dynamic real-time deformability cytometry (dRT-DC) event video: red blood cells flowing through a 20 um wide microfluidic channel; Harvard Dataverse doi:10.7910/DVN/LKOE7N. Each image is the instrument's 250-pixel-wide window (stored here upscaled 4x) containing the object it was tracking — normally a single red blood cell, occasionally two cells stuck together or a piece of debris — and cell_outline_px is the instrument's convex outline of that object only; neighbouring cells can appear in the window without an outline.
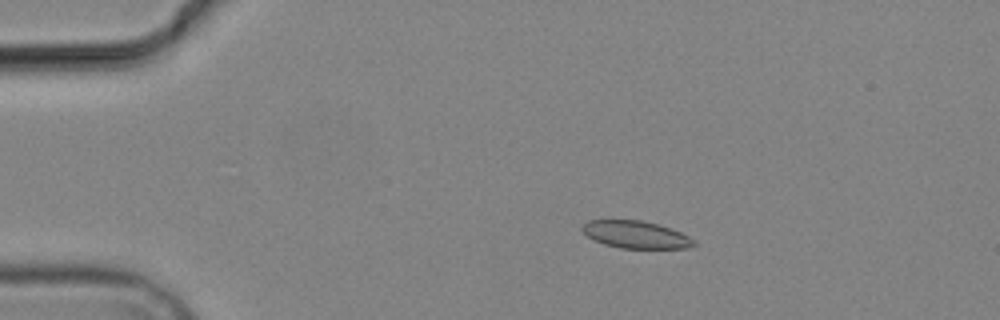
{"species": "common noctule bat (a hibernating species)", "species_latin": "Nyctalus noctula", "temperature_condition": "cold", "stored_images_in_passage": 4, "camera_frame_rate_fps": 3000, "um_per_image_px": 0.085, "animal": {"sex": "male", "body_mass_g": 19.2, "forearm_length_mm": 51.8}, "frame": {"image": 1, "passage_image": 3, "time_ms": 2.333, "image_size_px": [1000, 320], "cell_outline_px": [[696, 244], [688, 248], [620, 248], [604, 244], [588, 236], [580, 228], [588, 220], [640, 220], [672, 228], [696, 240]], "centroid_in_image_um": [54.07, 19.94], "position_along_channel_um": 30.9, "area_um2": 17.69}}